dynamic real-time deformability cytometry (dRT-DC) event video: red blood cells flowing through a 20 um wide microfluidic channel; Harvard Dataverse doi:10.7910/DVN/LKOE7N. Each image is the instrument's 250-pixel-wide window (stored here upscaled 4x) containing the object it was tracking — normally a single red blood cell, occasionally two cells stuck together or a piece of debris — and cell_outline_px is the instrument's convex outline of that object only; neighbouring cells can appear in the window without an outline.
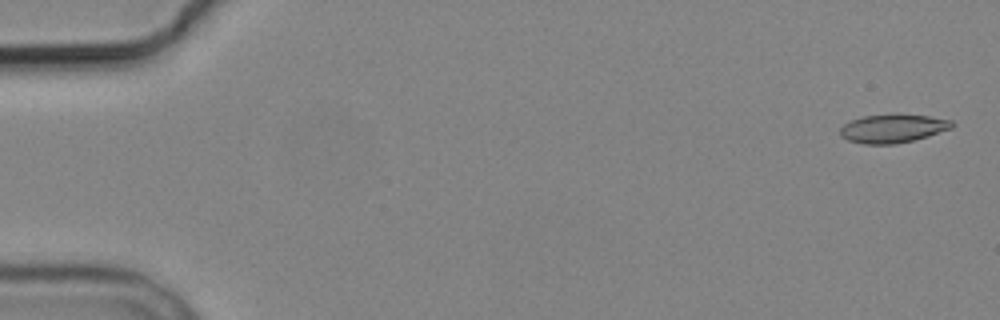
{"species": "common noctule bat (a hibernating species)", "species_latin": "Nyctalus noctula", "temperature_condition": "cold", "stored_images_in_passage": 7, "camera_frame_rate_fps": 3000, "um_per_image_px": 0.085, "animal": {"sex": "male", "body_mass_g": 19.2, "forearm_length_mm": 51.8}, "frame": {"image": 1, "passage_image": 7, "time_ms": 8.0, "image_size_px": [1000, 320], "cell_outline_px": [[956, 124], [952, 128], [928, 136], [896, 144], [864, 144], [848, 140], [840, 136], [840, 128], [844, 124], [852, 120], [864, 116], [896, 112], [928, 116], [952, 120]], "centroid_in_image_um": [75.91, 10.89], "position_along_channel_um": 9.1, "area_um2": 18.96}}